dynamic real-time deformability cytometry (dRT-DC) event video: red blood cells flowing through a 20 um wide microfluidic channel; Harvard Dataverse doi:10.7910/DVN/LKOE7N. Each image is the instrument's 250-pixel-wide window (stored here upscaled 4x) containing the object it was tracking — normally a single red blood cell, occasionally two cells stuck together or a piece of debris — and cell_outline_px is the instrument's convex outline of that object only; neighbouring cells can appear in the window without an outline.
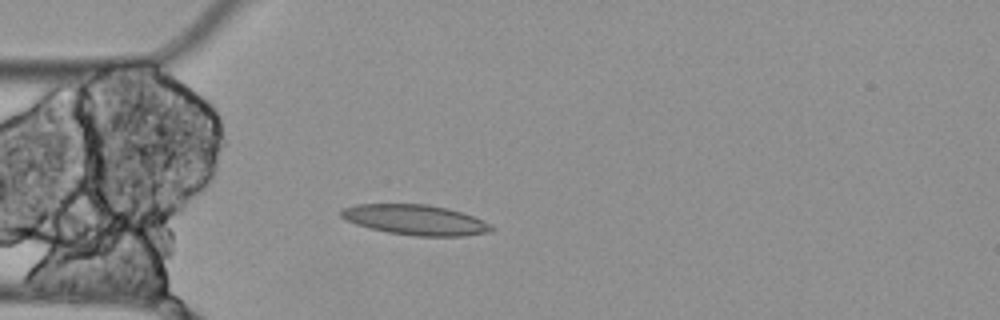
{"species": "Egyptian fruit bat (a non-hibernating species)", "species_latin": "Rousettus aegyptiacus", "temperature_condition": "cold", "stored_images_in_passage": 4, "camera_frame_rate_fps": 3000, "um_per_image_px": 0.085, "animal": {"sex": "female"}, "frame": {"image": 1, "passage_image": 4, "time_ms": 1.0, "image_size_px": [1000, 320], "cell_outline_px": [[496, 228], [492, 232], [464, 236], [416, 236], [388, 232], [356, 224], [340, 216], [340, 208], [356, 204], [428, 204], [448, 208], [472, 216], [492, 224]], "centroid_in_image_um": [35.34, 18.68], "position_along_channel_um": 49.7, "area_um2": 26.53}}